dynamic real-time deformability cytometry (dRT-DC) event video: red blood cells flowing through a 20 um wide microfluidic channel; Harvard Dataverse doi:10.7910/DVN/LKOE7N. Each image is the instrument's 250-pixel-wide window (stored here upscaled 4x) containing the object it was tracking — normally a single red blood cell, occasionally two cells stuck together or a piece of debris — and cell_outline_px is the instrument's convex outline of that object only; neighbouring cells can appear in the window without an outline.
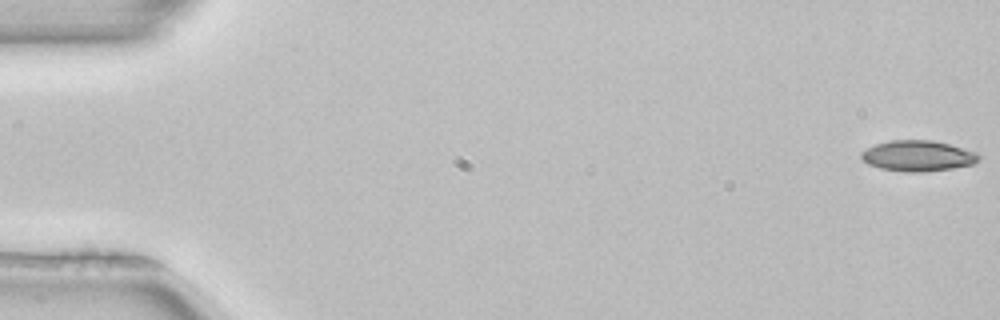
{"species": "common noctule bat (a hibernating species)", "species_latin": "Nyctalus noctula", "temperature_condition": "room temperature", "stored_images_in_passage": 52, "camera_frame_rate_fps": 3000, "um_per_image_px": 0.085, "animal": {"sex": "female", "body_mass_g": 22.7, "forearm_length_mm": 54.2}, "frame": {"image": 1, "passage_image": 1, "time_ms": 0.0, "image_size_px": [1000, 320], "cell_outline_px": [[980, 160], [972, 164], [952, 168], [920, 172], [904, 172], [880, 168], [868, 164], [860, 156], [860, 152], [876, 144], [888, 140], [932, 140], [948, 144], [976, 152], [980, 156]], "centroid_in_image_um": [78.0, 13.25], "position_along_channel_um": 7.0, "area_um2": 20.92}}
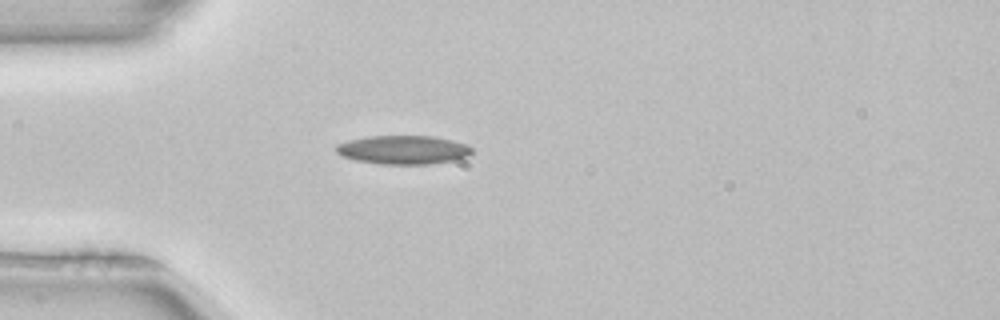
{"frame": {"image": 2, "passage_image": 15, "time_ms": 4.667, "image_size_px": [1000, 320], "cell_outline_px": [[472, 152], [468, 156], [456, 160], [428, 164], [380, 164], [356, 160], [340, 156], [336, 152], [336, 144], [348, 140], [368, 136], [432, 136], [452, 140], [468, 144], [472, 148]], "centroid_in_image_um": [34.27, 12.73], "position_along_channel_um": 50.7, "area_um2": 22.89}}
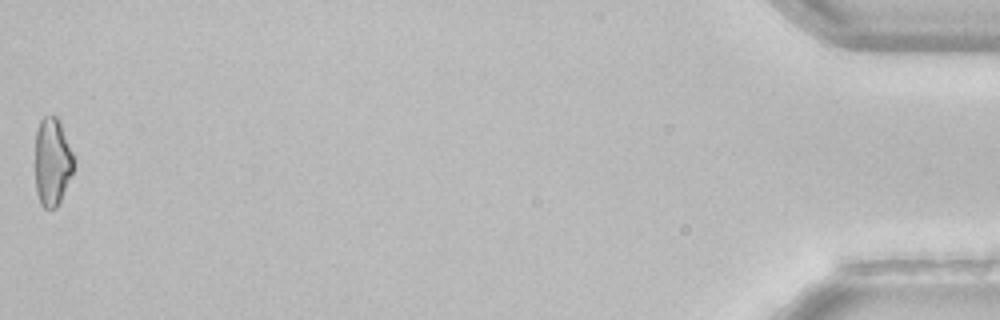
{"frame": {"image": 3, "passage_image": 52, "time_ms": 17.0, "image_size_px": [1000, 320], "cell_outline_px": [[76, 164], [60, 200], [56, 208], [44, 208], [40, 204], [36, 192], [36, 132], [40, 120], [44, 116], [56, 116], [60, 124], [76, 160]], "centroid_in_image_um": [4.45, 13.77], "position_along_channel_um": 430.7, "area_um2": 19.65}}